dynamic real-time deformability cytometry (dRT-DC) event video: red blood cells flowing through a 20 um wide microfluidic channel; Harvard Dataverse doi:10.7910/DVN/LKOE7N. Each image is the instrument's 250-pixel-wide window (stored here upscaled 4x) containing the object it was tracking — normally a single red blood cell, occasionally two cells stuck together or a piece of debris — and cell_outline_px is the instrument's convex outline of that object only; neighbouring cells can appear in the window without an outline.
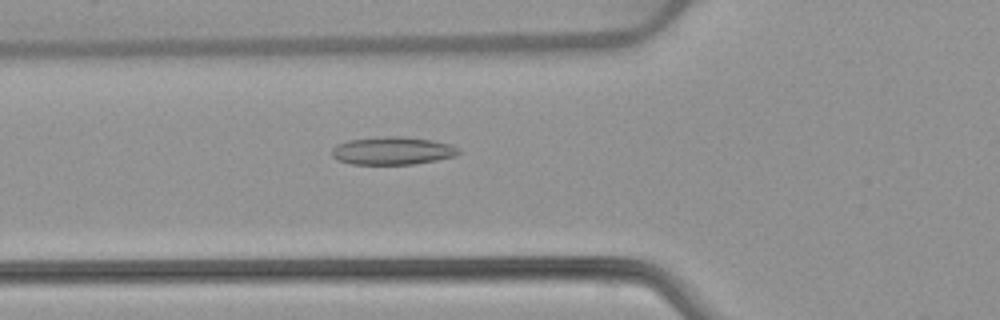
{"species": "common noctule bat (a hibernating species)", "species_latin": "Nyctalus noctula", "temperature_condition": "warm", "stored_images_in_passage": 50, "camera_frame_rate_fps": 3000, "um_per_image_px": 0.085, "animal": {"sex": "female", "body_mass_g": 22.7, "forearm_length_mm": 54.2}, "frame": {"image": 1, "passage_image": 19, "time_ms": 6.0, "image_size_px": [1000, 320], "cell_outline_px": [[460, 152], [456, 156], [436, 160], [412, 164], [352, 164], [336, 160], [332, 156], [332, 148], [336, 144], [348, 140], [384, 136], [404, 136], [432, 140], [452, 144], [460, 148]], "centroid_in_image_um": [33.37, 12.8], "position_along_channel_um": 92.4, "area_um2": 20.81}}
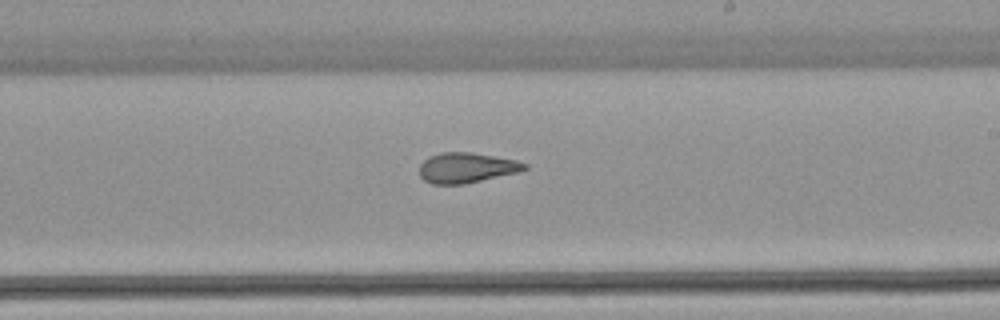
{"frame": {"image": 2, "passage_image": 31, "time_ms": 10.0, "image_size_px": [1000, 320], "cell_outline_px": [[528, 168], [520, 172], [464, 184], [432, 184], [424, 180], [420, 176], [420, 164], [428, 156], [440, 152], [472, 152], [516, 160], [528, 164]], "centroid_in_image_um": [39.66, 14.25], "position_along_channel_um": 249.3, "area_um2": 18.67}}
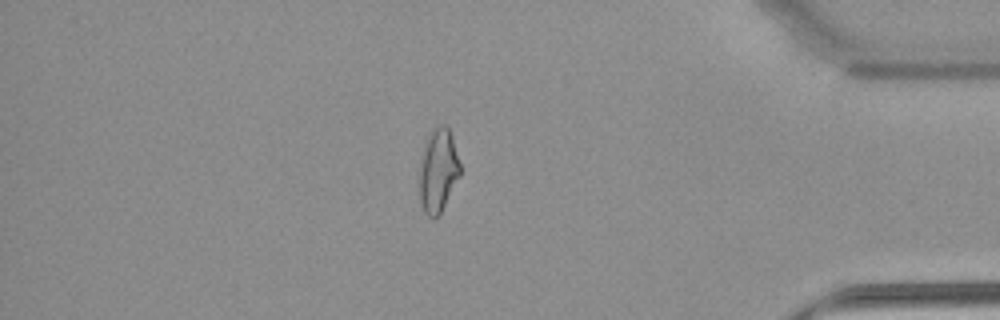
{"frame": {"image": 3, "passage_image": 45, "time_ms": 14.667, "image_size_px": [1000, 320], "cell_outline_px": [[460, 176], [440, 212], [432, 220], [424, 212], [420, 200], [416, 176], [424, 140], [428, 132], [440, 124], [444, 124], [448, 128], [452, 136], [460, 164]], "centroid_in_image_um": [37.17, 14.46], "position_along_channel_um": 398.0, "area_um2": 20.52}}